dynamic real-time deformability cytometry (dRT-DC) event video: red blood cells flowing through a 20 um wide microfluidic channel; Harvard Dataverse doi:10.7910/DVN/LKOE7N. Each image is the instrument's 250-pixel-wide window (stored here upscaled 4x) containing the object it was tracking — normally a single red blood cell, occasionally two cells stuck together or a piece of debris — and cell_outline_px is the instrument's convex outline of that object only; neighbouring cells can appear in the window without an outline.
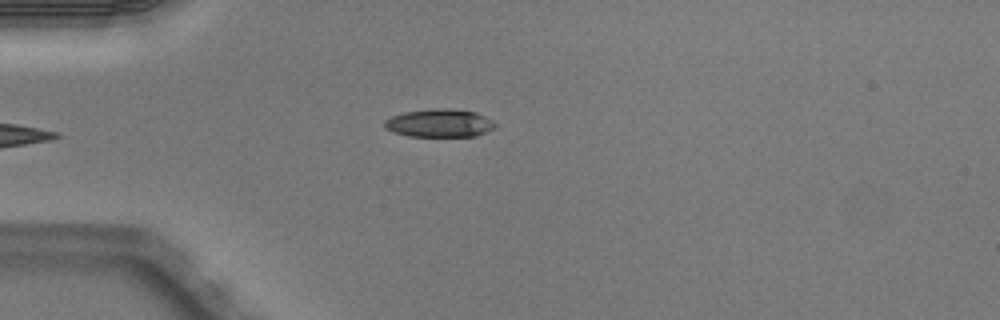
{"species": "Egyptian fruit bat (a non-hibernating species)", "species_latin": "Rousettus aegyptiacus", "temperature_condition": "warm", "stored_images_in_passage": 5, "camera_frame_rate_fps": 3000, "um_per_image_px": 0.085, "animal": {"sex": "male"}, "frame": {"image": 1, "passage_image": 5, "time_ms": 1.333, "image_size_px": [1000, 320], "cell_outline_px": [[496, 124], [492, 128], [476, 136], [408, 136], [392, 132], [384, 128], [384, 120], [392, 116], [404, 112], [432, 108], [448, 108], [476, 112], [492, 120]], "centroid_in_image_um": [37.3, 10.46], "position_along_channel_um": 47.7, "area_um2": 18.09}}